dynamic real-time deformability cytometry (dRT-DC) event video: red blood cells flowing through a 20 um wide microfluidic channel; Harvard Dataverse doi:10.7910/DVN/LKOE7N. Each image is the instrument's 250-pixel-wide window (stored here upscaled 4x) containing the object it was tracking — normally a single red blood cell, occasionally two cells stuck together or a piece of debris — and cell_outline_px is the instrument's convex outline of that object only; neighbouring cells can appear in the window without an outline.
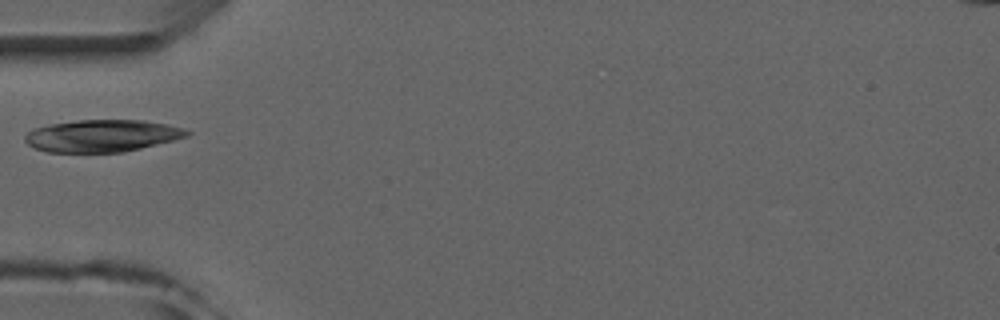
{"species": "common noctule bat (a hibernating species)", "species_latin": "Nyctalus noctula", "temperature_condition": "room temperature", "stored_images_in_passage": 1, "camera_frame_rate_fps": 3000, "um_per_image_px": 0.085, "animal": {"sex": "male", "forearm_length_mm": 52.5}, "frame": {"image": 1, "passage_image": 1, "time_ms": 0.0, "image_size_px": [1000, 320], "cell_outline_px": [[192, 132], [188, 136], [140, 148], [120, 152], [48, 152], [36, 148], [28, 144], [24, 140], [24, 136], [28, 132], [36, 128], [48, 124], [76, 120], [140, 120], [168, 124], [184, 128]], "centroid_in_image_um": [8.67, 11.53], "position_along_channel_um": 76.3, "area_um2": 30.17}}